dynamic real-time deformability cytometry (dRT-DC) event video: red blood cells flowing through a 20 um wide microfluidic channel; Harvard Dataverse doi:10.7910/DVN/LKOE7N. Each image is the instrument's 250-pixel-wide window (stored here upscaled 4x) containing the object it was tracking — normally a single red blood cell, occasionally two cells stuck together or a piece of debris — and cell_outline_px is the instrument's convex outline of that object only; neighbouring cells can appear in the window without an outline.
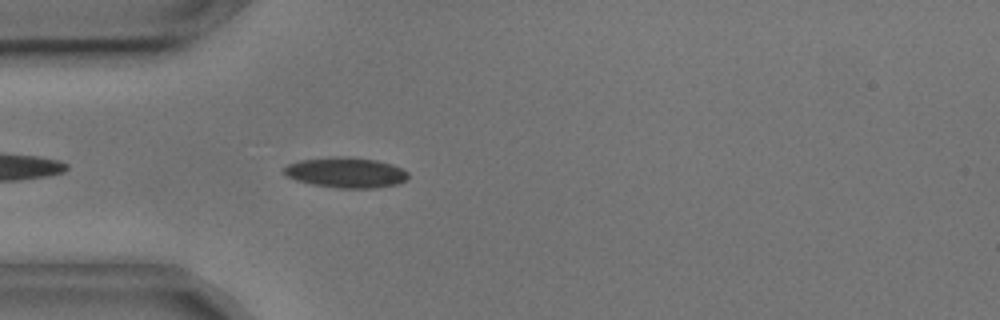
{"species": "common noctule bat (a hibernating species)", "species_latin": "Nyctalus noctula", "temperature_condition": "cold", "stored_images_in_passage": 40, "camera_frame_rate_fps": 3000, "um_per_image_px": 0.085, "animal": {"sex": "male", "body_mass_g": 17.9, "forearm_length_mm": 54.2}, "frame": {"image": 1, "passage_image": 4, "time_ms": 1.0, "image_size_px": [1000, 320], "cell_outline_px": [[408, 180], [396, 184], [376, 188], [340, 188], [312, 184], [296, 180], [280, 172], [288, 164], [300, 160], [332, 156], [348, 156], [376, 160], [392, 164], [408, 172]], "centroid_in_image_um": [29.39, 14.66], "position_along_channel_um": 55.6, "area_um2": 22.14}}
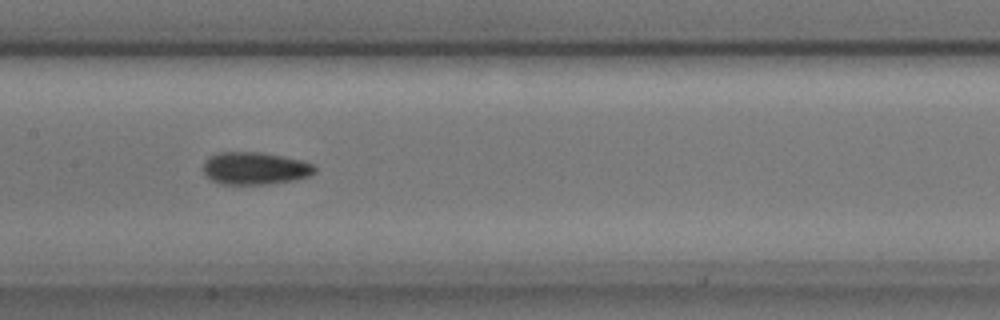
{"frame": {"image": 2, "passage_image": 15, "time_ms": 4.667, "image_size_px": [1000, 320], "cell_outline_px": [[316, 172], [308, 176], [296, 180], [264, 184], [220, 184], [212, 180], [204, 172], [204, 160], [216, 152], [260, 152], [300, 160], [316, 164]], "centroid_in_image_um": [21.68, 14.3], "position_along_channel_um": 185.7, "area_um2": 21.1}}
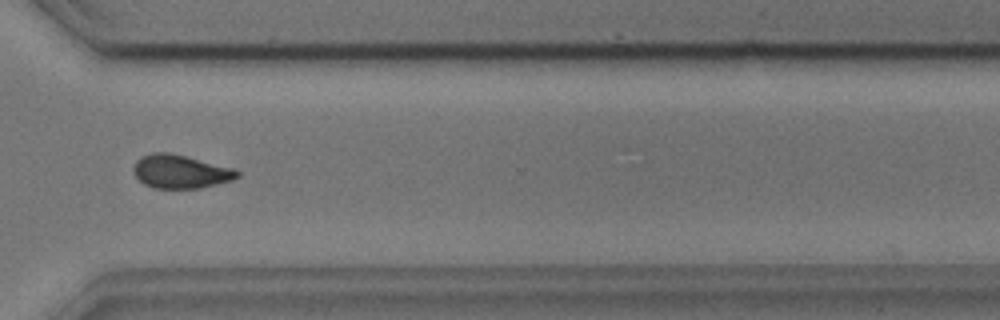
{"frame": {"image": 3, "passage_image": 29, "time_ms": 9.333, "image_size_px": [1000, 320], "cell_outline_px": [[240, 176], [232, 180], [200, 188], [152, 188], [144, 184], [132, 172], [132, 168], [136, 160], [140, 156], [152, 152], [168, 152], [232, 168], [240, 172]], "centroid_in_image_um": [15.29, 14.58], "position_along_channel_um": 355.3, "area_um2": 20.17}, "authors_computed_cell_mechanics": {"area_um2": 20.7213, "velocity_mm_per_s": 3.6358, "shape_relaxation_time_tau1_ms": 3.4111, "shape_relaxation_time_tau2_ms": 3.967, "deformation_change_tau1": 0.1003, "deformation_change_tau2": 0.0849}}